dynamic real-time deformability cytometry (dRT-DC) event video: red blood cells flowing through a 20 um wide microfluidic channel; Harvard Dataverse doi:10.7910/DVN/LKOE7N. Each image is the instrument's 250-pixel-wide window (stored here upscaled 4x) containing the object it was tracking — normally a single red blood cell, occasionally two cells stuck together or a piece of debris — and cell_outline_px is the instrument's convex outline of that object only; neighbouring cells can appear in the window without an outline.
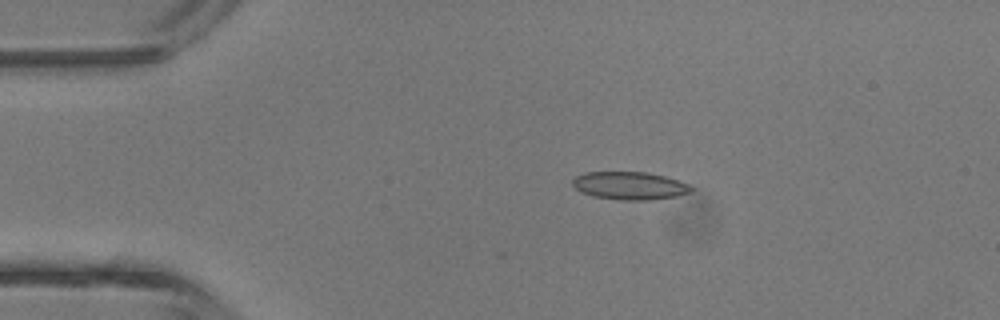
{"species": "common noctule bat (a hibernating species)", "species_latin": "Nyctalus noctula", "temperature_condition": "room temperature", "stored_images_in_passage": 3, "camera_frame_rate_fps": 3000, "um_per_image_px": 0.085, "animal": {"sex": "male", "body_mass_g": 13.3}, "frame": {"image": 1, "passage_image": 2, "time_ms": 1.0, "image_size_px": [1000, 320], "cell_outline_px": [[692, 192], [676, 196], [652, 200], [620, 200], [592, 196], [580, 192], [572, 184], [572, 180], [576, 176], [584, 172], [648, 172], [664, 176], [688, 184], [692, 188]], "centroid_in_image_um": [53.5, 15.79], "position_along_channel_um": 31.5, "area_um2": 19.31}}